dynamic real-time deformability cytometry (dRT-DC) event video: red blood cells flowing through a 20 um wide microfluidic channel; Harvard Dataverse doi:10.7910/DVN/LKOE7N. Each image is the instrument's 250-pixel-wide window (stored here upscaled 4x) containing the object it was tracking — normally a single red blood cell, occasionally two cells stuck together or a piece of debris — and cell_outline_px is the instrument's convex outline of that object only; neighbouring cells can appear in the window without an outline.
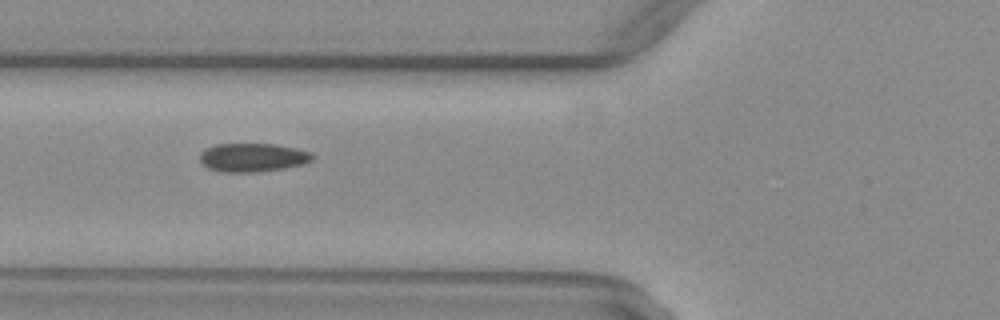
{"species": "common noctule bat (a hibernating species)", "species_latin": "Nyctalus noctula", "temperature_condition": "warm", "stored_images_in_passage": 35, "camera_frame_rate_fps": 3000, "um_per_image_px": 0.085, "animal": {"sex": "female", "body_mass_g": 29.2, "forearm_length_mm": 56.3}, "frame": {"image": 1, "passage_image": 4, "time_ms": 1.0, "image_size_px": [1000, 320], "cell_outline_px": [[312, 160], [300, 164], [284, 168], [252, 172], [224, 172], [208, 168], [200, 160], [200, 152], [204, 148], [216, 144], [276, 144], [296, 148], [312, 152]], "centroid_in_image_um": [21.45, 13.37], "position_along_channel_um": 104.4, "area_um2": 18.61}}
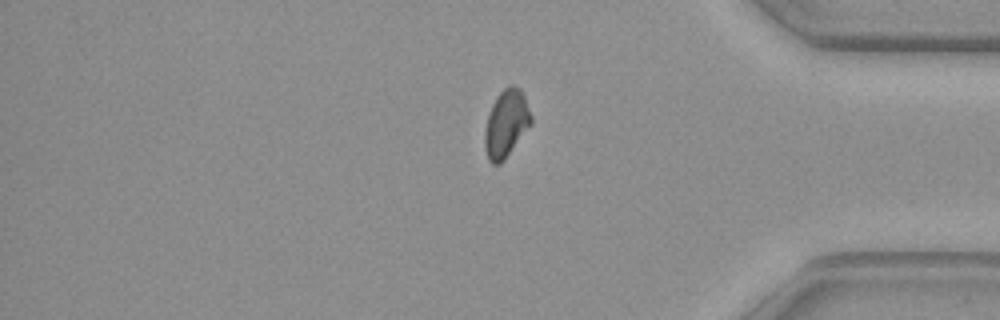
{"frame": {"image": 2, "passage_image": 27, "time_ms": 8.667, "image_size_px": [1000, 320], "cell_outline_px": [[532, 124], [504, 160], [500, 164], [492, 164], [488, 160], [484, 148], [484, 132], [488, 112], [496, 96], [508, 84], [512, 84], [520, 88], [524, 96], [532, 116]], "centroid_in_image_um": [43.01, 10.5], "position_along_channel_um": 392.2, "area_um2": 18.5}}
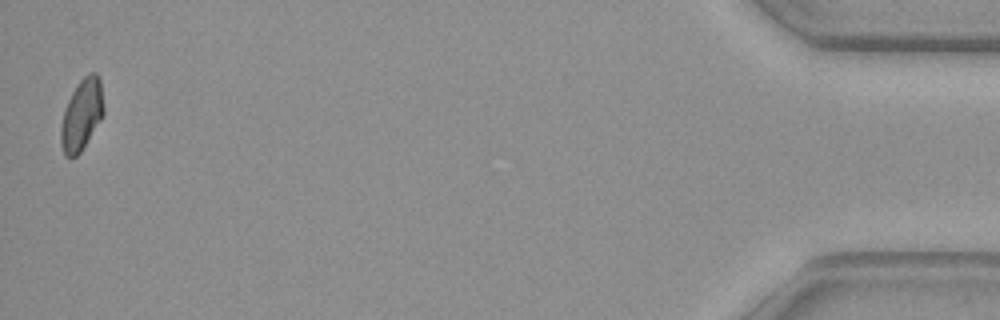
{"frame": {"image": 3, "passage_image": 35, "time_ms": 11.333, "image_size_px": [1000, 320], "cell_outline_px": [[104, 116], [80, 152], [76, 156], [64, 156], [60, 144], [60, 128], [64, 112], [68, 100], [72, 92], [80, 80], [88, 72], [96, 72], [100, 80], [104, 108]], "centroid_in_image_um": [6.95, 9.75], "position_along_channel_um": 428.3, "area_um2": 17.8}, "authors_computed_cell_mechanics": {"area_um2": 18.496, "velocity_mm_per_s": 4.0384, "shape_relaxation_time_tau1_ms": null, "shape_relaxation_time_tau2_ms": 3.2264, "deformation_change_tau1": null, "deformation_change_tau2": 0.0663}}